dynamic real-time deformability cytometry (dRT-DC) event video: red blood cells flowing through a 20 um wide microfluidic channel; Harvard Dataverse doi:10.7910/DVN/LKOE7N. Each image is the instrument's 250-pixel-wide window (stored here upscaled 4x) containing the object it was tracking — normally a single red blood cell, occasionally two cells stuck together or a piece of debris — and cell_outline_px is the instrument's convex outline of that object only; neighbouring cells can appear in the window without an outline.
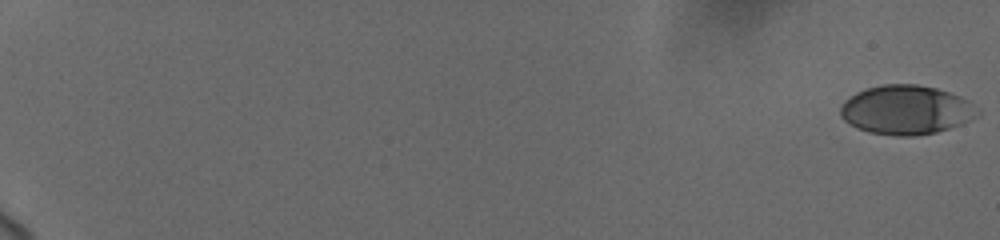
{"species": "human", "species_latin": "Homo sapiens", "temperature_condition": "cold", "stored_images_in_passage": 76, "camera_frame_rate_fps": 3000, "um_per_image_px": 0.085, "donor": {"sex": "female"}, "frame": {"image": 1, "passage_image": 1, "time_ms": 0.0, "image_size_px": [1000, 240], "cell_outline_px": [[980, 112], [976, 116], [960, 124], [936, 132], [912, 136], [896, 136], [868, 132], [856, 128], [848, 124], [840, 116], [840, 108], [844, 100], [856, 92], [868, 88], [884, 84], [916, 84], [936, 88], [960, 96], [980, 108]], "centroid_in_image_um": [77.0, 9.34], "position_along_channel_um": 8.0, "area_um2": 39.3}}
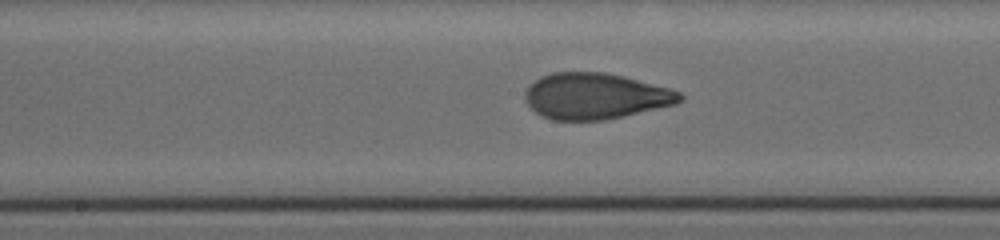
{"frame": {"image": 2, "passage_image": 44, "time_ms": 11.333, "image_size_px": [1000, 240], "cell_outline_px": [[684, 100], [676, 104], [624, 116], [604, 120], [552, 120], [540, 116], [524, 100], [524, 92], [528, 84], [540, 76], [552, 72], [604, 72], [624, 76], [668, 88], [680, 92], [684, 96]], "centroid_in_image_um": [50.57, 8.17], "position_along_channel_um": 197.6, "area_um2": 41.85}}
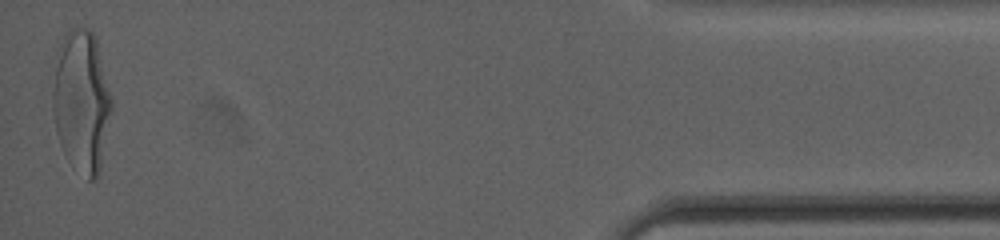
{"frame": {"image": 3, "passage_image": 76, "time_ms": 19.333, "image_size_px": [1000, 240], "cell_outline_px": [[112, 112], [100, 168], [96, 180], [88, 180], [64, 152], [60, 144], [56, 132], [52, 108], [52, 92], [56, 52], [64, 36], [72, 28], [88, 28], [96, 36], [112, 100]], "centroid_in_image_um": [6.93, 8.57], "position_along_channel_um": 428.3, "area_um2": 48.67}, "authors_computed_cell_mechanics": {"area_um2": 40.5467, "velocity_mm_per_s": 3.6918, "shape_relaxation_time_tau1_ms": 3.8836, "shape_relaxation_time_tau2_ms": 0.7977, "deformation_change_tau1": 0.1731, "deformation_change_tau2": 0.0659}}